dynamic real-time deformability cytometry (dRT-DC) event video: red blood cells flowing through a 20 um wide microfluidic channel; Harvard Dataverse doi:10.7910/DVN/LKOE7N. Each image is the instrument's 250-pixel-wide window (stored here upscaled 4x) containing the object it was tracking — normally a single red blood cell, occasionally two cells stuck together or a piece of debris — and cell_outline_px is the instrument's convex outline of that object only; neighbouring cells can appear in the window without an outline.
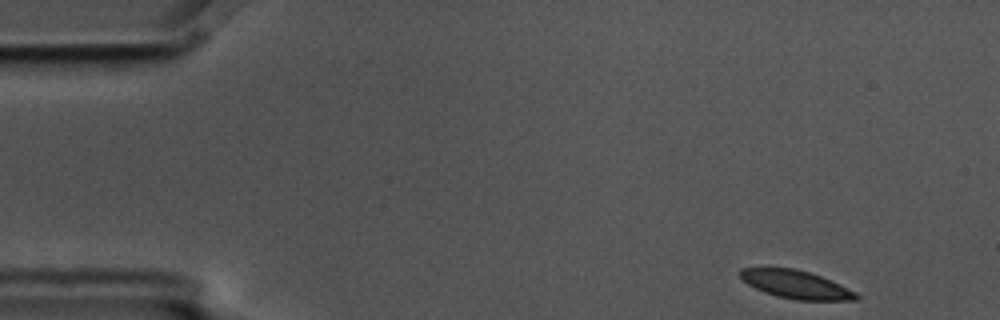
{"species": "common noctule bat (a hibernating species)", "species_latin": "Nyctalus noctula", "temperature_condition": "cold", "stored_images_in_passage": 5, "segment_of_instrument_passage": [1, 2], "camera_frame_rate_fps": 3000, "um_per_image_px": 0.085, "animal": {"sex": "male", "body_mass_g": 17.5, "forearm_length_mm": 52.3}, "frame": {"image": 1, "passage_image": 1, "time_ms": 0.0, "image_size_px": [1000, 320], "cell_outline_px": [[860, 300], [796, 300], [776, 296], [764, 292], [748, 284], [740, 276], [740, 268], [796, 268], [820, 276], [840, 284], [856, 292], [860, 296]], "centroid_in_image_um": [67.69, 24.19], "position_along_channel_um": 17.3, "area_um2": 18.9}}
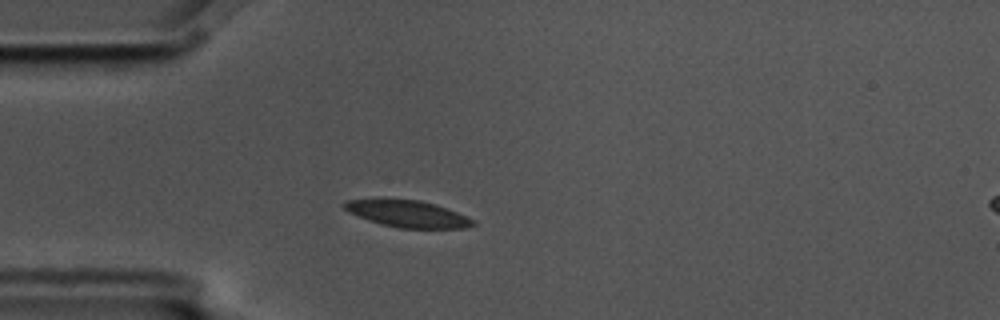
{"frame": {"image": 2, "passage_image": 4, "time_ms": 1.0, "image_size_px": [1000, 320], "cell_outline_px": [[476, 224], [464, 228], [400, 228], [380, 224], [368, 220], [348, 212], [344, 208], [344, 200], [376, 196], [384, 196], [420, 200], [436, 204], [476, 220]], "centroid_in_image_um": [34.55, 18.11], "position_along_channel_um": 50.5, "area_um2": 20.98}}